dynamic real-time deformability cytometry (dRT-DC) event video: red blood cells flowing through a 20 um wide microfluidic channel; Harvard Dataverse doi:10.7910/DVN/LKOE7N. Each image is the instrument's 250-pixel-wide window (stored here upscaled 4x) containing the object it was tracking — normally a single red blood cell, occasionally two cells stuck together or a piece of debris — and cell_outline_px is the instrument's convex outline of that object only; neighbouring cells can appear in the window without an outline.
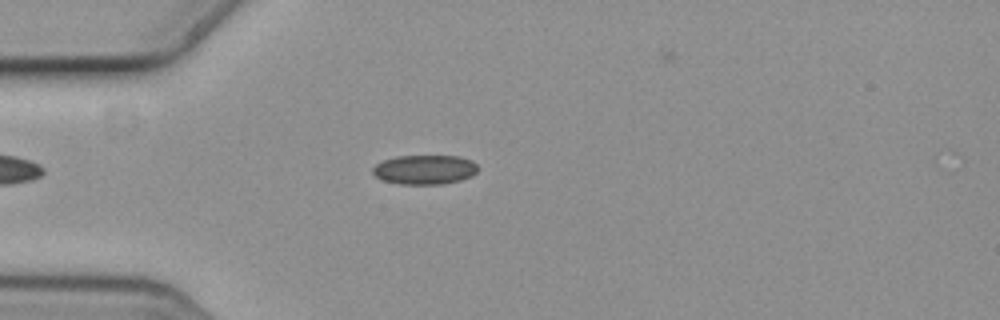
{"species": "common noctule bat (a hibernating species)", "species_latin": "Nyctalus noctula", "temperature_condition": "cold", "stored_images_in_passage": 2, "camera_frame_rate_fps": 3000, "um_per_image_px": 0.085, "animal": {"sex": "female", "body_mass_g": 19.3, "forearm_length_mm": 54.1}, "frame": {"image": 1, "passage_image": 1, "time_ms": 0.0, "image_size_px": [1000, 320], "cell_outline_px": [[480, 168], [472, 176], [460, 180], [440, 184], [400, 184], [384, 180], [376, 176], [372, 172], [372, 168], [376, 164], [384, 160], [396, 156], [460, 156], [472, 160]], "centroid_in_image_um": [36.13, 14.41], "position_along_channel_um": 48.9, "area_um2": 18.03}}